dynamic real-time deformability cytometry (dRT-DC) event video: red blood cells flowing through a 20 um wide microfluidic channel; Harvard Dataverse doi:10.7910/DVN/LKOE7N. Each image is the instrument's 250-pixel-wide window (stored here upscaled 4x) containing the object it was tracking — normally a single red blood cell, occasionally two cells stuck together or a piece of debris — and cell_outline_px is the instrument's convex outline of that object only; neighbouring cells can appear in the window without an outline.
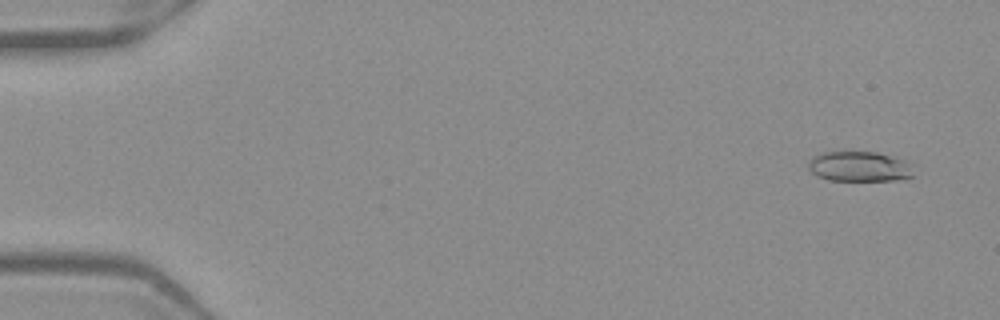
{"species": "Egyptian fruit bat (a non-hibernating species)", "species_latin": "Rousettus aegyptiacus", "temperature_condition": "warm", "stored_images_in_passage": 52, "camera_frame_rate_fps": 3000, "um_per_image_px": 0.085, "frame": {"image": 1, "passage_image": 3, "time_ms": 0.667, "image_size_px": [1000, 320], "cell_outline_px": [[912, 176], [896, 180], [828, 180], [816, 176], [808, 168], [808, 160], [812, 156], [824, 152], [876, 152], [892, 156], [904, 160], [912, 164]], "centroid_in_image_um": [73.01, 14.15], "position_along_channel_um": 12.0, "area_um2": 18.5}}
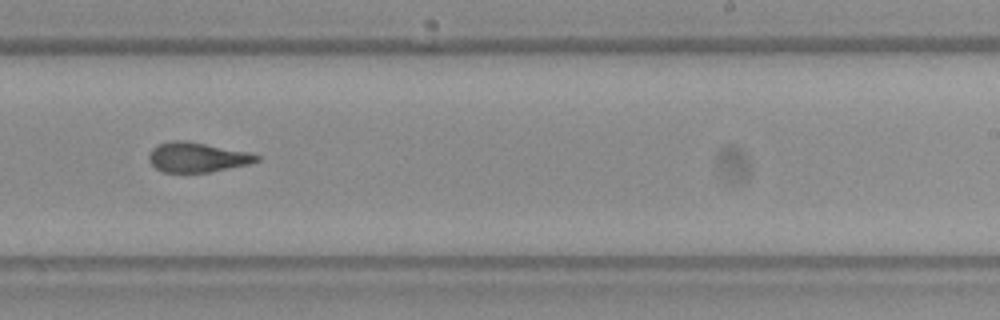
{"frame": {"image": 2, "passage_image": 33, "time_ms": 10.667, "image_size_px": [1000, 320], "cell_outline_px": [[260, 160], [248, 164], [208, 172], [164, 172], [156, 168], [148, 160], [148, 156], [152, 148], [156, 144], [172, 140], [188, 140], [252, 152], [260, 156]], "centroid_in_image_um": [16.76, 13.34], "position_along_channel_um": 272.2, "area_um2": 18.96}}
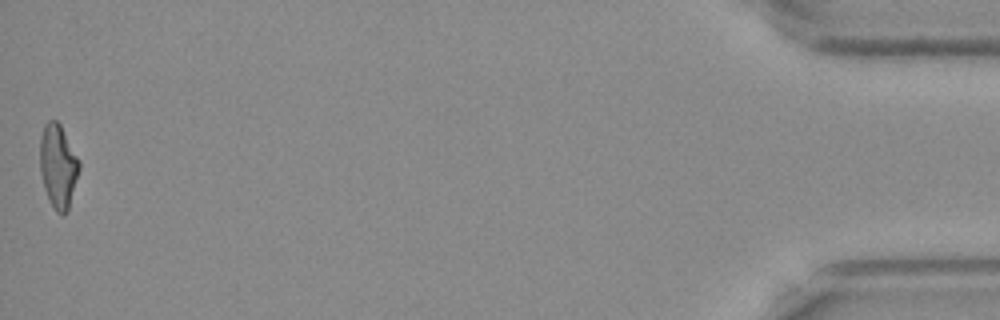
{"frame": {"image": 3, "passage_image": 52, "time_ms": 17.0, "image_size_px": [1000, 320], "cell_outline_px": [[80, 168], [68, 212], [64, 216], [56, 212], [44, 188], [40, 172], [40, 136], [44, 124], [48, 120], [56, 120], [60, 124], [80, 160]], "centroid_in_image_um": [4.95, 14.12], "position_along_channel_um": 430.3, "area_um2": 19.31}, "authors_computed_cell_mechanics": {"area_um2": 19.1896, "velocity_mm_per_s": 3.9608, "shape_relaxation_time_tau1_ms": 10.7406, "shape_relaxation_time_tau2_ms": 2.0109, "deformation_change_tau1": 0.3286, "deformation_change_tau2": 0.1105}}